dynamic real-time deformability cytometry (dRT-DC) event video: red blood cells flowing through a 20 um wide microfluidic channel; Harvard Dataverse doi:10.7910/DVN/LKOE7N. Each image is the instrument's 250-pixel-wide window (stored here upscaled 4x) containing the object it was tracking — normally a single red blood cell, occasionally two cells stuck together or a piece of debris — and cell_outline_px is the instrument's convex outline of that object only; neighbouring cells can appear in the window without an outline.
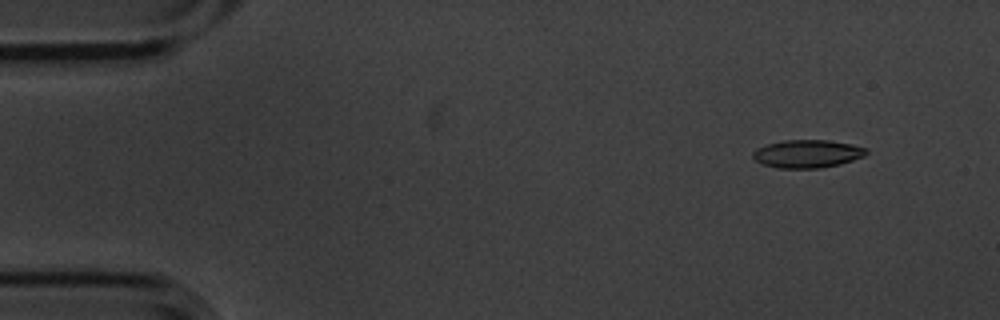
{"species": "common noctule bat (a hibernating species)", "species_latin": "Nyctalus noctula", "temperature_condition": "cold", "stored_images_in_passage": 4, "camera_frame_rate_fps": 3000, "um_per_image_px": 0.085, "animal": {"sex": "male", "body_mass_g": 20.1, "forearm_length_mm": 53.5}, "frame": {"image": 1, "passage_image": 1, "time_ms": 0.0, "image_size_px": [1000, 320], "cell_outline_px": [[868, 152], [864, 156], [840, 164], [820, 168], [776, 168], [764, 164], [756, 160], [752, 156], [752, 152], [756, 148], [768, 144], [784, 140], [828, 140], [852, 144], [868, 148]], "centroid_in_image_um": [68.64, 13.07], "position_along_channel_um": 16.4, "area_um2": 18.5}}
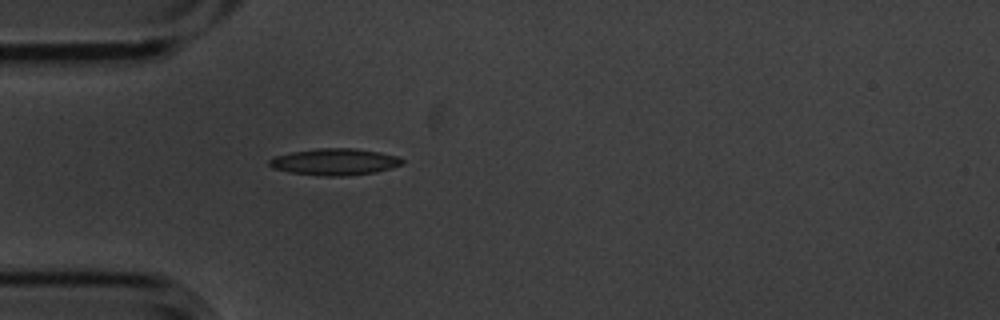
{"frame": {"image": 2, "passage_image": 4, "time_ms": 1.0, "image_size_px": [1000, 320], "cell_outline_px": [[404, 164], [392, 168], [376, 172], [348, 176], [324, 176], [288, 172], [272, 168], [268, 164], [268, 160], [276, 156], [292, 152], [316, 148], [356, 148], [380, 152], [400, 156], [404, 160]], "centroid_in_image_um": [28.49, 13.76], "position_along_channel_um": 56.5, "area_um2": 20.92}}